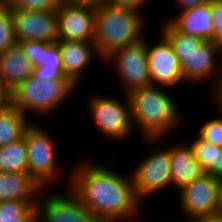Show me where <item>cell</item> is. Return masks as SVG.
<instances>
[{
	"instance_id": "7a4b0ae2",
	"label": "cell",
	"mask_w": 222,
	"mask_h": 222,
	"mask_svg": "<svg viewBox=\"0 0 222 222\" xmlns=\"http://www.w3.org/2000/svg\"><path fill=\"white\" fill-rule=\"evenodd\" d=\"M171 90L149 85L128 93L132 120L135 130L139 131V138L168 137L184 125L185 117L179 111L175 98L169 93Z\"/></svg>"
},
{
	"instance_id": "44dd1931",
	"label": "cell",
	"mask_w": 222,
	"mask_h": 222,
	"mask_svg": "<svg viewBox=\"0 0 222 222\" xmlns=\"http://www.w3.org/2000/svg\"><path fill=\"white\" fill-rule=\"evenodd\" d=\"M0 172L28 173V152L24 136L0 147Z\"/></svg>"
},
{
	"instance_id": "4dcf8cb0",
	"label": "cell",
	"mask_w": 222,
	"mask_h": 222,
	"mask_svg": "<svg viewBox=\"0 0 222 222\" xmlns=\"http://www.w3.org/2000/svg\"><path fill=\"white\" fill-rule=\"evenodd\" d=\"M40 66H50L54 68H63L60 46L57 42L47 43V53L45 64Z\"/></svg>"
},
{
	"instance_id": "d4e9b609",
	"label": "cell",
	"mask_w": 222,
	"mask_h": 222,
	"mask_svg": "<svg viewBox=\"0 0 222 222\" xmlns=\"http://www.w3.org/2000/svg\"><path fill=\"white\" fill-rule=\"evenodd\" d=\"M16 44L12 8L0 0V54Z\"/></svg>"
},
{
	"instance_id": "f35d334b",
	"label": "cell",
	"mask_w": 222,
	"mask_h": 222,
	"mask_svg": "<svg viewBox=\"0 0 222 222\" xmlns=\"http://www.w3.org/2000/svg\"><path fill=\"white\" fill-rule=\"evenodd\" d=\"M218 89L222 88V50L218 52Z\"/></svg>"
},
{
	"instance_id": "7c38bea8",
	"label": "cell",
	"mask_w": 222,
	"mask_h": 222,
	"mask_svg": "<svg viewBox=\"0 0 222 222\" xmlns=\"http://www.w3.org/2000/svg\"><path fill=\"white\" fill-rule=\"evenodd\" d=\"M56 13L58 41L94 42L96 8L65 0Z\"/></svg>"
},
{
	"instance_id": "8992f818",
	"label": "cell",
	"mask_w": 222,
	"mask_h": 222,
	"mask_svg": "<svg viewBox=\"0 0 222 222\" xmlns=\"http://www.w3.org/2000/svg\"><path fill=\"white\" fill-rule=\"evenodd\" d=\"M122 97L124 100L115 95L97 92L93 95L90 93V98H87L86 112H89L93 125L108 143L124 142L136 132L128 94Z\"/></svg>"
},
{
	"instance_id": "484cf974",
	"label": "cell",
	"mask_w": 222,
	"mask_h": 222,
	"mask_svg": "<svg viewBox=\"0 0 222 222\" xmlns=\"http://www.w3.org/2000/svg\"><path fill=\"white\" fill-rule=\"evenodd\" d=\"M208 103L215 108V117L205 120L196 133L200 138L213 145L222 147V111L209 98Z\"/></svg>"
},
{
	"instance_id": "d590c367",
	"label": "cell",
	"mask_w": 222,
	"mask_h": 222,
	"mask_svg": "<svg viewBox=\"0 0 222 222\" xmlns=\"http://www.w3.org/2000/svg\"><path fill=\"white\" fill-rule=\"evenodd\" d=\"M10 104V93L0 84V112Z\"/></svg>"
},
{
	"instance_id": "83f0119b",
	"label": "cell",
	"mask_w": 222,
	"mask_h": 222,
	"mask_svg": "<svg viewBox=\"0 0 222 222\" xmlns=\"http://www.w3.org/2000/svg\"><path fill=\"white\" fill-rule=\"evenodd\" d=\"M12 9L54 11L65 0H3Z\"/></svg>"
},
{
	"instance_id": "52a82bcc",
	"label": "cell",
	"mask_w": 222,
	"mask_h": 222,
	"mask_svg": "<svg viewBox=\"0 0 222 222\" xmlns=\"http://www.w3.org/2000/svg\"><path fill=\"white\" fill-rule=\"evenodd\" d=\"M164 138H140L146 145H150L149 147L155 145V149L149 150L140 162L137 161L138 164L132 168V171L130 170L136 196L145 207L147 205L144 203L148 198L151 199V195L155 197L154 194L172 188L170 149L167 146L163 148L160 143L165 141ZM160 145L162 147L158 148Z\"/></svg>"
},
{
	"instance_id": "277c9868",
	"label": "cell",
	"mask_w": 222,
	"mask_h": 222,
	"mask_svg": "<svg viewBox=\"0 0 222 222\" xmlns=\"http://www.w3.org/2000/svg\"><path fill=\"white\" fill-rule=\"evenodd\" d=\"M77 89L69 80L42 81L32 75L10 93V103L35 122L37 116L56 113Z\"/></svg>"
},
{
	"instance_id": "ac0fdd59",
	"label": "cell",
	"mask_w": 222,
	"mask_h": 222,
	"mask_svg": "<svg viewBox=\"0 0 222 222\" xmlns=\"http://www.w3.org/2000/svg\"><path fill=\"white\" fill-rule=\"evenodd\" d=\"M33 68L32 62L16 44L0 54V84L11 93L33 75Z\"/></svg>"
},
{
	"instance_id": "ffe728a7",
	"label": "cell",
	"mask_w": 222,
	"mask_h": 222,
	"mask_svg": "<svg viewBox=\"0 0 222 222\" xmlns=\"http://www.w3.org/2000/svg\"><path fill=\"white\" fill-rule=\"evenodd\" d=\"M31 122L32 120L11 103L6 106L0 112V147L22 138Z\"/></svg>"
},
{
	"instance_id": "ab89813d",
	"label": "cell",
	"mask_w": 222,
	"mask_h": 222,
	"mask_svg": "<svg viewBox=\"0 0 222 222\" xmlns=\"http://www.w3.org/2000/svg\"><path fill=\"white\" fill-rule=\"evenodd\" d=\"M216 213L222 214V182H220L217 198V211Z\"/></svg>"
},
{
	"instance_id": "9a60e30c",
	"label": "cell",
	"mask_w": 222,
	"mask_h": 222,
	"mask_svg": "<svg viewBox=\"0 0 222 222\" xmlns=\"http://www.w3.org/2000/svg\"><path fill=\"white\" fill-rule=\"evenodd\" d=\"M57 43L62 55L64 77L78 89L82 86L84 74L87 75L86 71L95 59H100L99 61L104 63L94 42L68 40Z\"/></svg>"
},
{
	"instance_id": "30bf717a",
	"label": "cell",
	"mask_w": 222,
	"mask_h": 222,
	"mask_svg": "<svg viewBox=\"0 0 222 222\" xmlns=\"http://www.w3.org/2000/svg\"><path fill=\"white\" fill-rule=\"evenodd\" d=\"M220 182L210 174L195 179L177 191L179 212L182 221L189 222L195 218L210 215L217 211V198Z\"/></svg>"
},
{
	"instance_id": "8d00e7d4",
	"label": "cell",
	"mask_w": 222,
	"mask_h": 222,
	"mask_svg": "<svg viewBox=\"0 0 222 222\" xmlns=\"http://www.w3.org/2000/svg\"><path fill=\"white\" fill-rule=\"evenodd\" d=\"M209 99L222 111V88L217 89Z\"/></svg>"
},
{
	"instance_id": "1f68e13d",
	"label": "cell",
	"mask_w": 222,
	"mask_h": 222,
	"mask_svg": "<svg viewBox=\"0 0 222 222\" xmlns=\"http://www.w3.org/2000/svg\"><path fill=\"white\" fill-rule=\"evenodd\" d=\"M151 0H112V3L124 8H129L143 13V8L150 4ZM145 6V7H144Z\"/></svg>"
},
{
	"instance_id": "60d3db41",
	"label": "cell",
	"mask_w": 222,
	"mask_h": 222,
	"mask_svg": "<svg viewBox=\"0 0 222 222\" xmlns=\"http://www.w3.org/2000/svg\"><path fill=\"white\" fill-rule=\"evenodd\" d=\"M180 218H178V220L173 219L172 221L170 219L165 220V221H159V222H183ZM175 220V221H174Z\"/></svg>"
},
{
	"instance_id": "f1b7e54d",
	"label": "cell",
	"mask_w": 222,
	"mask_h": 222,
	"mask_svg": "<svg viewBox=\"0 0 222 222\" xmlns=\"http://www.w3.org/2000/svg\"><path fill=\"white\" fill-rule=\"evenodd\" d=\"M33 76L42 81L68 80L64 77L63 68H54L50 66H35L33 68Z\"/></svg>"
},
{
	"instance_id": "603a6c76",
	"label": "cell",
	"mask_w": 222,
	"mask_h": 222,
	"mask_svg": "<svg viewBox=\"0 0 222 222\" xmlns=\"http://www.w3.org/2000/svg\"><path fill=\"white\" fill-rule=\"evenodd\" d=\"M192 138L187 140L193 150L195 159L202 165L206 174H210L217 179V158L220 147L206 142L198 135Z\"/></svg>"
},
{
	"instance_id": "9c48e42d",
	"label": "cell",
	"mask_w": 222,
	"mask_h": 222,
	"mask_svg": "<svg viewBox=\"0 0 222 222\" xmlns=\"http://www.w3.org/2000/svg\"><path fill=\"white\" fill-rule=\"evenodd\" d=\"M104 62L106 65L113 62L112 69H115V76L117 75L121 84V95L151 85L146 37L135 44L116 49L104 59Z\"/></svg>"
},
{
	"instance_id": "d6a6232c",
	"label": "cell",
	"mask_w": 222,
	"mask_h": 222,
	"mask_svg": "<svg viewBox=\"0 0 222 222\" xmlns=\"http://www.w3.org/2000/svg\"><path fill=\"white\" fill-rule=\"evenodd\" d=\"M210 1H212V0H173V3H175L176 4L175 6H177V8H179L178 11H182L186 8L205 4Z\"/></svg>"
},
{
	"instance_id": "2e32d148",
	"label": "cell",
	"mask_w": 222,
	"mask_h": 222,
	"mask_svg": "<svg viewBox=\"0 0 222 222\" xmlns=\"http://www.w3.org/2000/svg\"><path fill=\"white\" fill-rule=\"evenodd\" d=\"M186 141V139L179 140L178 143L167 146L171 156L172 189L177 188L175 192L206 174L202 165L195 159L191 146Z\"/></svg>"
},
{
	"instance_id": "8fae6325",
	"label": "cell",
	"mask_w": 222,
	"mask_h": 222,
	"mask_svg": "<svg viewBox=\"0 0 222 222\" xmlns=\"http://www.w3.org/2000/svg\"><path fill=\"white\" fill-rule=\"evenodd\" d=\"M146 48L151 85L175 89L185 83L181 63L161 32L156 42L150 43L146 38Z\"/></svg>"
},
{
	"instance_id": "f546056e",
	"label": "cell",
	"mask_w": 222,
	"mask_h": 222,
	"mask_svg": "<svg viewBox=\"0 0 222 222\" xmlns=\"http://www.w3.org/2000/svg\"><path fill=\"white\" fill-rule=\"evenodd\" d=\"M212 24L214 28V41L222 39V0L211 1Z\"/></svg>"
},
{
	"instance_id": "5b68a950",
	"label": "cell",
	"mask_w": 222,
	"mask_h": 222,
	"mask_svg": "<svg viewBox=\"0 0 222 222\" xmlns=\"http://www.w3.org/2000/svg\"><path fill=\"white\" fill-rule=\"evenodd\" d=\"M42 126L38 121L37 123L31 122L24 132L28 152V173L44 189H50L52 185L54 188L55 184L61 183L60 181L67 188L70 183L71 170L69 173L67 172L66 176L61 174L63 169L59 168L62 167V164L61 159H58L60 158L58 145L51 132ZM63 176L65 177L62 178Z\"/></svg>"
},
{
	"instance_id": "e0dca14e",
	"label": "cell",
	"mask_w": 222,
	"mask_h": 222,
	"mask_svg": "<svg viewBox=\"0 0 222 222\" xmlns=\"http://www.w3.org/2000/svg\"><path fill=\"white\" fill-rule=\"evenodd\" d=\"M164 20H167L180 33L214 41L211 1L186 8L177 12L174 17L170 16Z\"/></svg>"
},
{
	"instance_id": "7402d4cb",
	"label": "cell",
	"mask_w": 222,
	"mask_h": 222,
	"mask_svg": "<svg viewBox=\"0 0 222 222\" xmlns=\"http://www.w3.org/2000/svg\"><path fill=\"white\" fill-rule=\"evenodd\" d=\"M160 25L161 33L170 42L179 62L182 63L186 56L192 55L206 41L203 38L187 35L177 31L167 20Z\"/></svg>"
},
{
	"instance_id": "6da1fadb",
	"label": "cell",
	"mask_w": 222,
	"mask_h": 222,
	"mask_svg": "<svg viewBox=\"0 0 222 222\" xmlns=\"http://www.w3.org/2000/svg\"><path fill=\"white\" fill-rule=\"evenodd\" d=\"M117 157L111 154L107 165L78 158L68 188L101 222H136L146 209L136 196L131 172L116 170Z\"/></svg>"
},
{
	"instance_id": "b9f144b4",
	"label": "cell",
	"mask_w": 222,
	"mask_h": 222,
	"mask_svg": "<svg viewBox=\"0 0 222 222\" xmlns=\"http://www.w3.org/2000/svg\"><path fill=\"white\" fill-rule=\"evenodd\" d=\"M219 44V50H222V39L218 41Z\"/></svg>"
},
{
	"instance_id": "cb8c5ba5",
	"label": "cell",
	"mask_w": 222,
	"mask_h": 222,
	"mask_svg": "<svg viewBox=\"0 0 222 222\" xmlns=\"http://www.w3.org/2000/svg\"><path fill=\"white\" fill-rule=\"evenodd\" d=\"M18 200L0 201V222H35V204Z\"/></svg>"
},
{
	"instance_id": "5bb4252c",
	"label": "cell",
	"mask_w": 222,
	"mask_h": 222,
	"mask_svg": "<svg viewBox=\"0 0 222 222\" xmlns=\"http://www.w3.org/2000/svg\"><path fill=\"white\" fill-rule=\"evenodd\" d=\"M16 41L58 42L57 13L54 11L12 9Z\"/></svg>"
},
{
	"instance_id": "e575fe53",
	"label": "cell",
	"mask_w": 222,
	"mask_h": 222,
	"mask_svg": "<svg viewBox=\"0 0 222 222\" xmlns=\"http://www.w3.org/2000/svg\"><path fill=\"white\" fill-rule=\"evenodd\" d=\"M189 222H222V214L213 213L210 215L195 218Z\"/></svg>"
},
{
	"instance_id": "ba28073f",
	"label": "cell",
	"mask_w": 222,
	"mask_h": 222,
	"mask_svg": "<svg viewBox=\"0 0 222 222\" xmlns=\"http://www.w3.org/2000/svg\"><path fill=\"white\" fill-rule=\"evenodd\" d=\"M59 190L41 191L35 204V222H101L68 187L62 193Z\"/></svg>"
},
{
	"instance_id": "d6986e66",
	"label": "cell",
	"mask_w": 222,
	"mask_h": 222,
	"mask_svg": "<svg viewBox=\"0 0 222 222\" xmlns=\"http://www.w3.org/2000/svg\"><path fill=\"white\" fill-rule=\"evenodd\" d=\"M43 189L29 173L0 172V201L37 202Z\"/></svg>"
},
{
	"instance_id": "4fadbf2b",
	"label": "cell",
	"mask_w": 222,
	"mask_h": 222,
	"mask_svg": "<svg viewBox=\"0 0 222 222\" xmlns=\"http://www.w3.org/2000/svg\"><path fill=\"white\" fill-rule=\"evenodd\" d=\"M218 52V42L205 41L198 51L186 56V59L181 63L185 84L190 86L189 83L199 85L204 81L209 82L207 83L209 88L205 93L207 98L218 89Z\"/></svg>"
},
{
	"instance_id": "836d02e7",
	"label": "cell",
	"mask_w": 222,
	"mask_h": 222,
	"mask_svg": "<svg viewBox=\"0 0 222 222\" xmlns=\"http://www.w3.org/2000/svg\"><path fill=\"white\" fill-rule=\"evenodd\" d=\"M76 3L81 5L98 8L105 6L106 4L112 3V0H74Z\"/></svg>"
},
{
	"instance_id": "74e56055",
	"label": "cell",
	"mask_w": 222,
	"mask_h": 222,
	"mask_svg": "<svg viewBox=\"0 0 222 222\" xmlns=\"http://www.w3.org/2000/svg\"><path fill=\"white\" fill-rule=\"evenodd\" d=\"M217 180L222 182V147L218 149L217 158Z\"/></svg>"
},
{
	"instance_id": "3957f363",
	"label": "cell",
	"mask_w": 222,
	"mask_h": 222,
	"mask_svg": "<svg viewBox=\"0 0 222 222\" xmlns=\"http://www.w3.org/2000/svg\"><path fill=\"white\" fill-rule=\"evenodd\" d=\"M146 21L144 13L114 3L96 8L94 43L103 60L116 49L145 38Z\"/></svg>"
},
{
	"instance_id": "4316f807",
	"label": "cell",
	"mask_w": 222,
	"mask_h": 222,
	"mask_svg": "<svg viewBox=\"0 0 222 222\" xmlns=\"http://www.w3.org/2000/svg\"><path fill=\"white\" fill-rule=\"evenodd\" d=\"M17 45L32 62L34 67L45 64L47 42L36 40H21L17 41Z\"/></svg>"
}]
</instances>
